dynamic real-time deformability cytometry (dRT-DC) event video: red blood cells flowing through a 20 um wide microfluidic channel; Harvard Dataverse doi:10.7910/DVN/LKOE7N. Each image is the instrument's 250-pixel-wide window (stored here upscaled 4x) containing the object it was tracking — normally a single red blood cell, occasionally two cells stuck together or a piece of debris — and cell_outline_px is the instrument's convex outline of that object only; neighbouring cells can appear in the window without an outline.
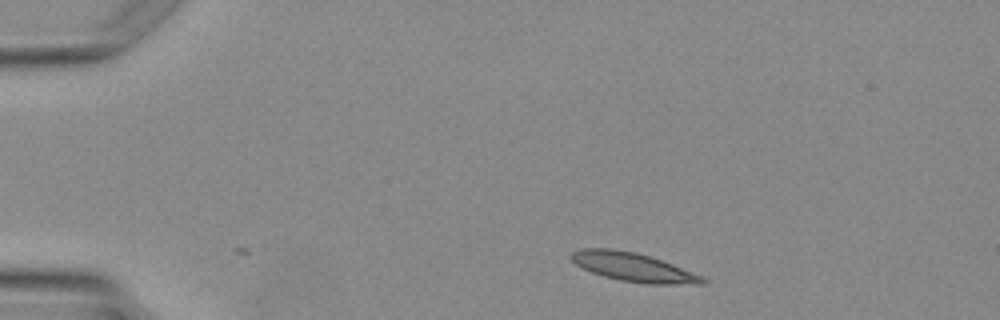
{"species": "Egyptian fruit bat (a non-hibernating species)", "species_latin": "Rousettus aegyptiacus", "temperature_condition": "warm", "stored_images_in_passage": 3, "camera_frame_rate_fps": 3000, "um_per_image_px": 0.085, "animal": {"sex": "female"}, "frame": {"image": 1, "passage_image": 1, "time_ms": 0.0, "image_size_px": [1000, 320], "cell_outline_px": [[708, 280], [704, 284], [648, 284], [620, 280], [604, 276], [592, 272], [576, 264], [568, 256], [572, 252], [580, 248], [612, 248], [636, 252], [672, 264], [704, 276]], "centroid_in_image_um": [53.83, 22.7], "position_along_channel_um": 31.2, "area_um2": 21.96}}